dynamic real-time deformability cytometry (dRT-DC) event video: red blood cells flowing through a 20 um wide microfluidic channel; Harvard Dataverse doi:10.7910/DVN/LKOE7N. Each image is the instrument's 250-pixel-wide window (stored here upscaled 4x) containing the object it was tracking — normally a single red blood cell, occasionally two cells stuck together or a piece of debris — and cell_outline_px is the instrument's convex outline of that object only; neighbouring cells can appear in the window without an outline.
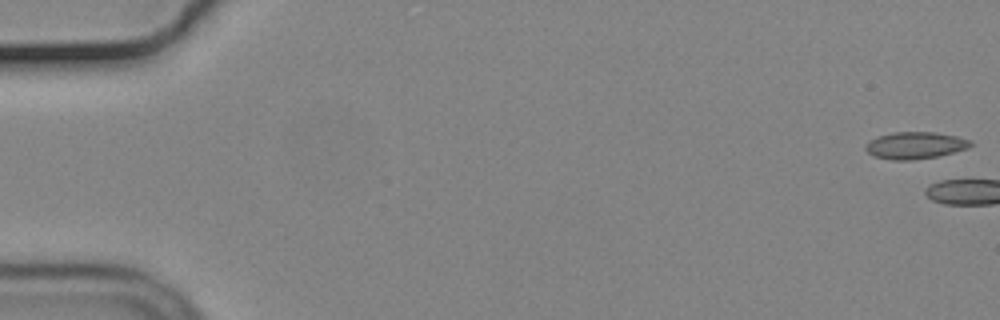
{"species": "common noctule bat (a hibernating species)", "species_latin": "Nyctalus noctula", "temperature_condition": "cold", "stored_images_in_passage": 3, "camera_frame_rate_fps": 3000, "um_per_image_px": 0.085, "animal": {"sex": "male", "body_mass_g": 19.2, "forearm_length_mm": 51.8}, "frame": {"image": 1, "passage_image": 1, "time_ms": 0.0, "image_size_px": [1000, 320], "cell_outline_px": [[972, 144], [968, 148], [940, 156], [912, 160], [892, 160], [872, 156], [864, 148], [868, 140], [876, 136], [892, 132], [932, 132], [956, 136], [972, 140]], "centroid_in_image_um": [77.76, 12.36], "position_along_channel_um": 7.2, "area_um2": 16.7}}